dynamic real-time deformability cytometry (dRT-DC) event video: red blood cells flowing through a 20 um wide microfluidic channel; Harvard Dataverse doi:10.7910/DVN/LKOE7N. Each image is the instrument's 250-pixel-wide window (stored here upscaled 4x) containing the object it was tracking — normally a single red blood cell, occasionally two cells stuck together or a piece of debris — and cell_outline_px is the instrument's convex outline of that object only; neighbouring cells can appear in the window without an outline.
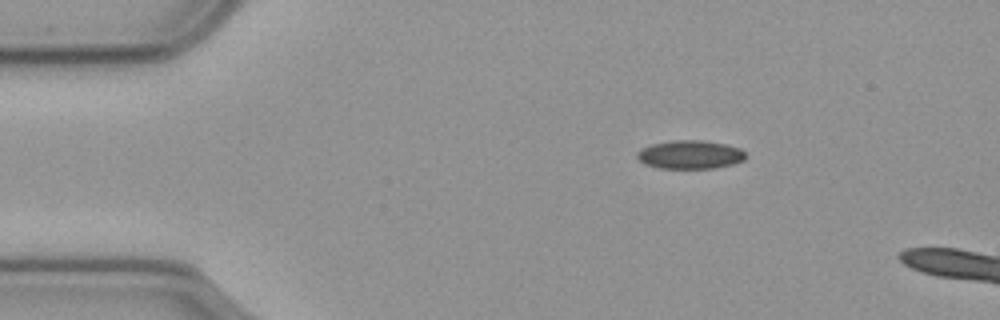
{"species": "common noctule bat (a hibernating species)", "species_latin": "Nyctalus noctula", "temperature_condition": "cold", "stored_images_in_passage": 7, "camera_frame_rate_fps": 3000, "um_per_image_px": 0.085, "animal": {"sex": "male", "body_mass_g": 23.1, "forearm_length_mm": 52.7}, "frame": {"image": 1, "passage_image": 1, "time_ms": 0.0, "image_size_px": [1000, 320], "cell_outline_px": [[744, 160], [732, 164], [716, 168], [660, 168], [644, 164], [636, 156], [636, 152], [652, 144], [676, 140], [700, 140], [724, 144], [740, 148], [744, 152]], "centroid_in_image_um": [58.65, 13.15], "position_along_channel_um": 26.4, "area_um2": 17.8}}